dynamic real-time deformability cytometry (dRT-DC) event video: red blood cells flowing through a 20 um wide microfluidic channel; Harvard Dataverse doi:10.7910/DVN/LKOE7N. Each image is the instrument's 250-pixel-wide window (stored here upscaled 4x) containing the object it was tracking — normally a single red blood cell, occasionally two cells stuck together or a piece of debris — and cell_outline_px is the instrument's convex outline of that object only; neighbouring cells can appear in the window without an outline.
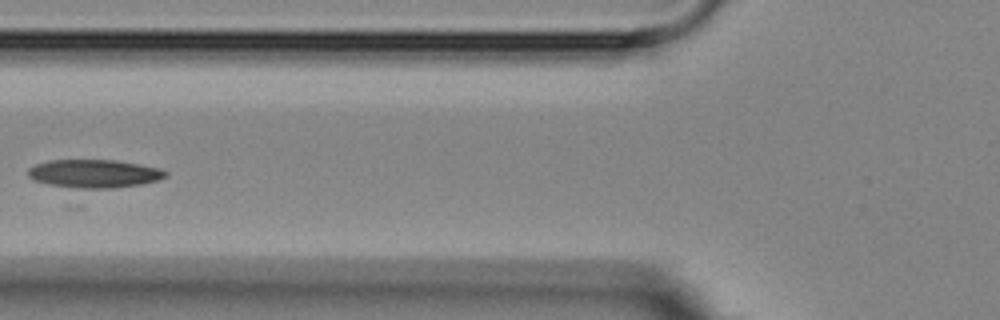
{"species": "Egyptian fruit bat (a non-hibernating species)", "species_latin": "Rousettus aegyptiacus", "temperature_condition": "room temperature", "stored_images_in_passage": 6, "camera_frame_rate_fps": 3000, "um_per_image_px": 0.085, "animal": {"sex": "female"}, "frame": {"image": 1, "passage_image": 2, "time_ms": 1.333, "image_size_px": [1000, 320], "cell_outline_px": [[168, 176], [160, 180], [140, 184], [112, 188], [80, 188], [48, 184], [32, 180], [28, 176], [28, 168], [36, 164], [48, 160], [116, 160], [160, 168], [168, 172]], "centroid_in_image_um": [8.01, 14.75], "position_along_channel_um": 117.8, "area_um2": 22.66}}
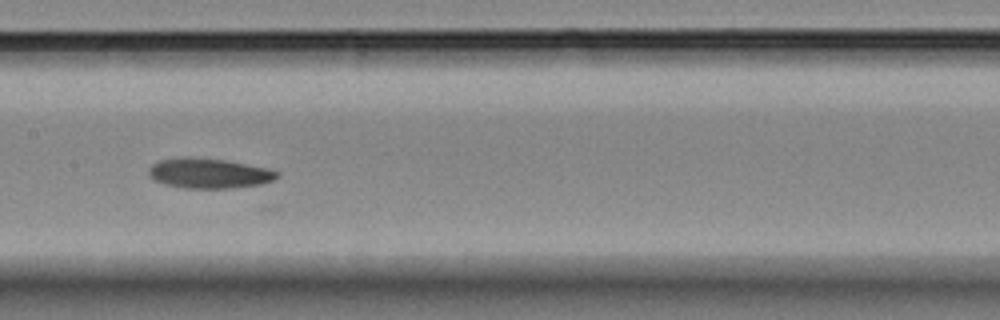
{"frame": {"image": 2, "passage_image": 4, "time_ms": 3.333, "image_size_px": [1000, 320], "cell_outline_px": [[280, 176], [264, 184], [228, 188], [184, 188], [164, 184], [152, 180], [148, 176], [148, 168], [152, 164], [160, 160], [180, 156], [188, 156], [224, 160], [268, 168], [280, 172]], "centroid_in_image_um": [17.73, 14.72], "position_along_channel_um": 189.7, "area_um2": 22.77}}
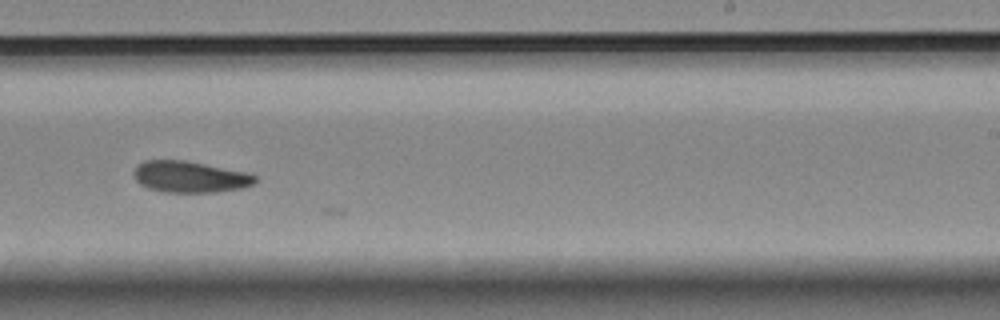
{"frame": {"image": 3, "passage_image": 6, "time_ms": 5.667, "image_size_px": [1000, 320], "cell_outline_px": [[256, 180], [252, 184], [240, 188], [216, 192], [168, 192], [148, 188], [140, 184], [136, 180], [132, 172], [136, 164], [144, 160], [184, 160], [252, 172], [256, 176]], "centroid_in_image_um": [16.14, 15.01], "position_along_channel_um": 272.9, "area_um2": 22.43}}